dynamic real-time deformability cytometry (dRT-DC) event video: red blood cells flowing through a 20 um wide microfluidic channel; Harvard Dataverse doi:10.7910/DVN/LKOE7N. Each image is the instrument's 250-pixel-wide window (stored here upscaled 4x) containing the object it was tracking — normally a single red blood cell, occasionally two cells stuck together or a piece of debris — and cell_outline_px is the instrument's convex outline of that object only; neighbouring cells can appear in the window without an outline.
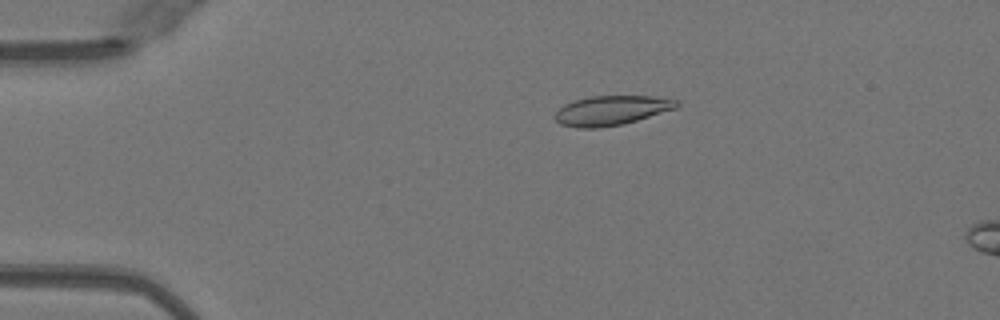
{"species": "Egyptian fruit bat (a non-hibernating species)", "species_latin": "Rousettus aegyptiacus", "temperature_condition": "warm", "stored_images_in_passage": 15, "camera_frame_rate_fps": 3000, "um_per_image_px": 0.085, "animal": {"sex": "female"}, "frame": {"image": 1, "passage_image": 11, "time_ms": 3.333, "image_size_px": [1000, 320], "cell_outline_px": [[680, 104], [676, 108], [624, 124], [600, 128], [576, 128], [560, 124], [556, 120], [556, 112], [564, 104], [576, 100], [592, 96], [652, 96], [680, 100]], "centroid_in_image_um": [51.99, 9.39], "position_along_channel_um": 33.0, "area_um2": 20.92}}